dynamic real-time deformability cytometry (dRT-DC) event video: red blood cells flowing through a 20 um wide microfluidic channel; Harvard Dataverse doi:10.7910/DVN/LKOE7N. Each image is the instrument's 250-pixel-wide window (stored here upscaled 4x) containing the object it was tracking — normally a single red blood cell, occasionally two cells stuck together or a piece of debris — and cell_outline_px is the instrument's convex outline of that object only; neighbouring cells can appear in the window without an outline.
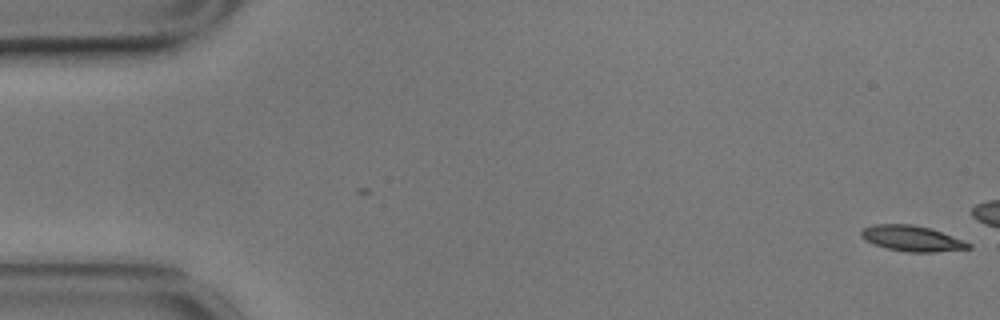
{"species": "common noctule bat (a hibernating species)", "species_latin": "Nyctalus noctula", "temperature_condition": "cold", "stored_images_in_passage": 14, "camera_frame_rate_fps": 3000, "um_per_image_px": 0.085, "animal": {"sex": "male", "body_mass_g": 17.9}, "frame": {"image": 1, "passage_image": 1, "time_ms": 0.0, "image_size_px": [1000, 320], "cell_outline_px": [[972, 248], [936, 252], [908, 252], [888, 248], [872, 244], [864, 240], [860, 236], [860, 232], [864, 228], [872, 224], [912, 224], [932, 228], [964, 240], [972, 244]], "centroid_in_image_um": [77.52, 20.26], "position_along_channel_um": 7.5, "area_um2": 16.24}}